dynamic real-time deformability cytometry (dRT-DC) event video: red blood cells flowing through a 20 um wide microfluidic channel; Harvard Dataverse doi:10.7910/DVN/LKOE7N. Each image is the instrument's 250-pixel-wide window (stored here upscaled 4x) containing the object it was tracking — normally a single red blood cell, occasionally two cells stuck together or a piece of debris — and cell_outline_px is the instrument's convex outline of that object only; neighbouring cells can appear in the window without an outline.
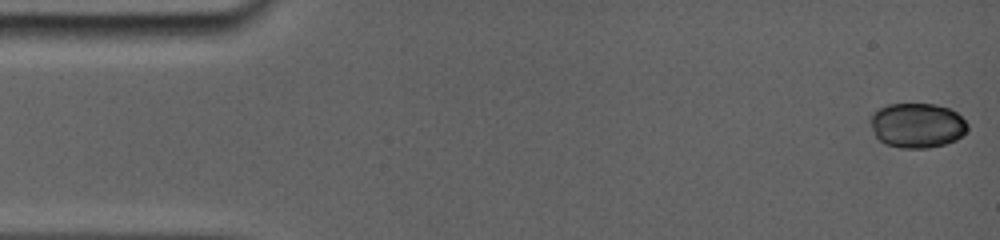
{"species": "common noctule bat (a hibernating species)", "species_latin": "Nyctalus noctula", "temperature_condition": "room temperature", "stored_images_in_passage": 33, "camera_frame_rate_fps": 5000, "um_per_image_px": 0.085, "animal": {"sex": "female", "body_mass_g": 19.0, "forearm_length_mm": 56.7}, "frame": {"image": 1, "passage_image": 1, "time_ms": 0.0, "image_size_px": [1000, 240], "cell_outline_px": [[968, 128], [960, 136], [944, 144], [920, 148], [912, 148], [888, 144], [880, 140], [876, 136], [872, 124], [872, 116], [880, 108], [888, 104], [936, 104], [948, 108], [956, 112], [968, 124]], "centroid_in_image_um": [77.98, 10.63], "position_along_channel_um": 7.0, "area_um2": 24.51}}
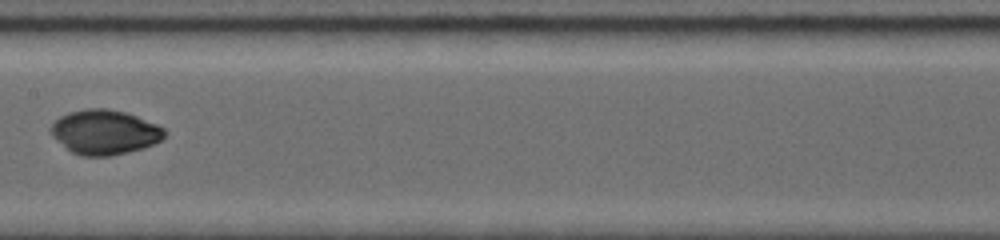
{"frame": {"image": 2, "passage_image": 19, "time_ms": 8.2, "image_size_px": [1000, 240], "cell_outline_px": [[164, 136], [160, 140], [152, 144], [140, 148], [108, 156], [84, 156], [72, 152], [52, 132], [52, 124], [60, 116], [68, 112], [88, 108], [108, 108], [124, 112], [136, 116], [156, 124], [164, 128]], "centroid_in_image_um": [8.91, 11.21], "position_along_channel_um": 198.5, "area_um2": 28.67}}
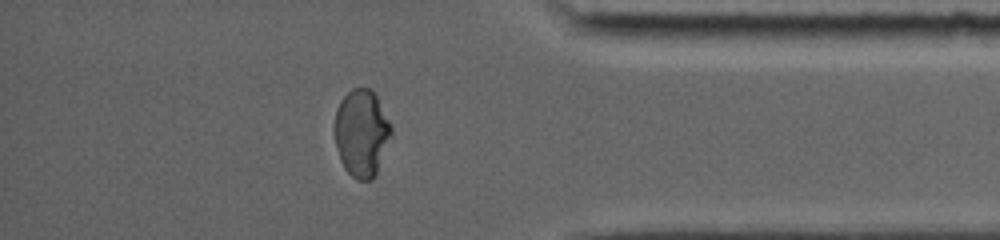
{"frame": {"image": 3, "passage_image": 32, "time_ms": 13.8, "image_size_px": [1000, 240], "cell_outline_px": [[392, 136], [376, 176], [372, 180], [360, 180], [352, 176], [344, 168], [340, 160], [336, 144], [336, 108], [340, 100], [352, 88], [368, 88], [376, 92], [392, 124]], "centroid_in_image_um": [30.79, 11.29], "position_along_channel_um": 404.4, "area_um2": 29.13}, "authors_computed_cell_mechanics": {"area_um2": 28.033, "velocity_mm_per_s": 3.8555, "shape_relaxation_time_tau1_ms": 9.1173, "shape_relaxation_time_tau2_ms": null, "deformation_change_tau1": 0.221, "deformation_change_tau2": null}}